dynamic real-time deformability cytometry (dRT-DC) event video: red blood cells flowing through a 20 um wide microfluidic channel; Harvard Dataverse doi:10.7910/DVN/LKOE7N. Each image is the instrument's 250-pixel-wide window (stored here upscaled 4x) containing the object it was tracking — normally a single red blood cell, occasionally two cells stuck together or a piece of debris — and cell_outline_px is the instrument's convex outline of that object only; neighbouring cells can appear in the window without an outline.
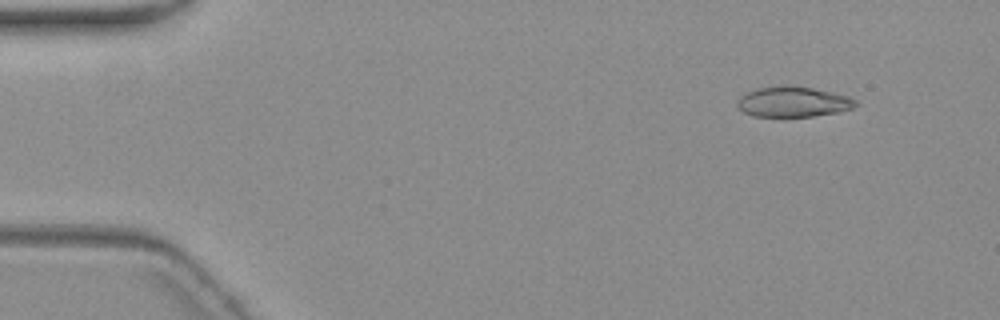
{"species": "common noctule bat (a hibernating species)", "species_latin": "Nyctalus noctula", "temperature_condition": "warm", "stored_images_in_passage": 5, "camera_frame_rate_fps": 3000, "um_per_image_px": 0.085, "animal": {"sex": "female", "body_mass_g": 19.3, "forearm_length_mm": 54.1}, "frame": {"image": 1, "passage_image": 2, "time_ms": 1.0, "image_size_px": [1000, 320], "cell_outline_px": [[856, 104], [852, 108], [836, 112], [812, 116], [752, 116], [736, 108], [736, 100], [740, 96], [756, 88], [812, 88], [832, 92], [848, 96], [856, 100]], "centroid_in_image_um": [67.37, 8.69], "position_along_channel_um": 17.6, "area_um2": 20.17}}
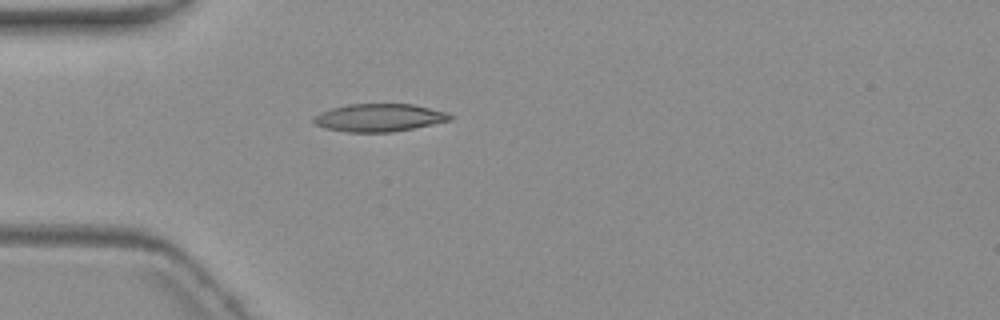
{"frame": {"image": 2, "passage_image": 5, "time_ms": 4.667, "image_size_px": [1000, 320], "cell_outline_px": [[452, 120], [392, 132], [348, 132], [324, 128], [316, 124], [312, 120], [312, 116], [320, 112], [332, 108], [348, 104], [412, 104], [448, 112], [452, 116]], "centroid_in_image_um": [32.2, 10.0], "position_along_channel_um": 52.8, "area_um2": 22.08}}